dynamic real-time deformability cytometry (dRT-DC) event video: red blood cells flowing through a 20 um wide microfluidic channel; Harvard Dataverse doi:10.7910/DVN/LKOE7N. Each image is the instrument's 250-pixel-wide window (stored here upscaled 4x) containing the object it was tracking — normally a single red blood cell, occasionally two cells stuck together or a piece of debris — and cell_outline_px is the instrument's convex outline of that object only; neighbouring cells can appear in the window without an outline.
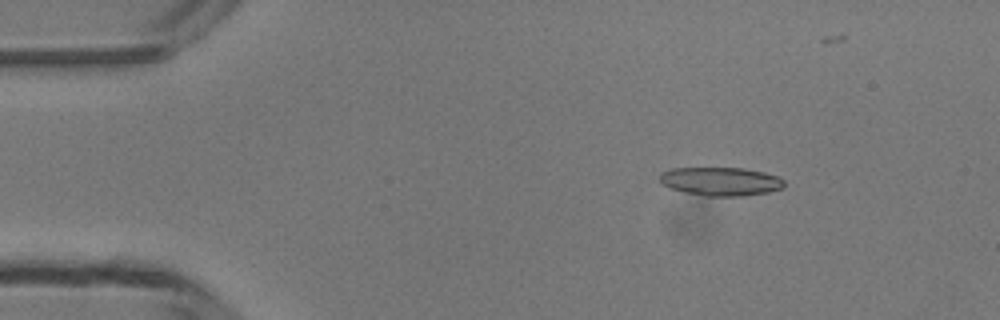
{"species": "common noctule bat (a hibernating species)", "species_latin": "Nyctalus noctula", "temperature_condition": "room temperature", "stored_images_in_passage": 39, "camera_frame_rate_fps": 3000, "um_per_image_px": 0.085, "animal": {"sex": "male", "body_mass_g": 13.3}, "frame": {"image": 1, "passage_image": 6, "time_ms": 1.667, "image_size_px": [1000, 320], "cell_outline_px": [[784, 188], [768, 192], [744, 196], [704, 196], [684, 192], [668, 188], [660, 184], [660, 172], [672, 168], [744, 168], [764, 172], [776, 176], [784, 180]], "centroid_in_image_um": [61.23, 15.42], "position_along_channel_um": 23.8, "area_um2": 20.92}}
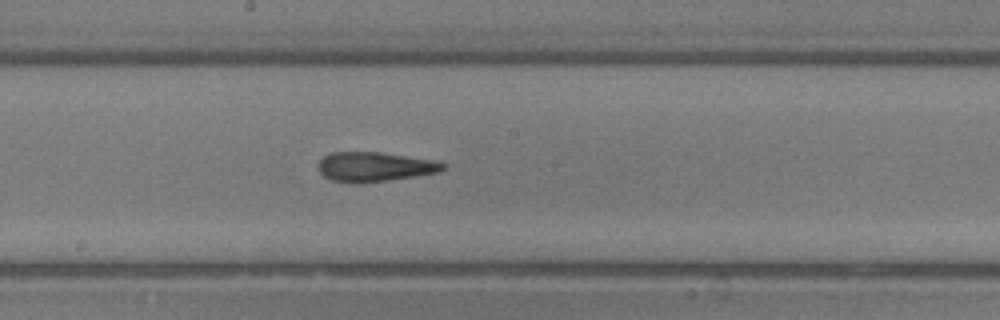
{"frame": {"image": 2, "passage_image": 25, "time_ms": 8.0, "image_size_px": [1000, 320], "cell_outline_px": [[444, 168], [440, 172], [416, 176], [364, 184], [352, 184], [332, 180], [324, 176], [316, 168], [316, 164], [324, 156], [332, 152], [380, 152], [432, 160], [444, 164]], "centroid_in_image_um": [31.77, 14.2], "position_along_channel_um": 216.4, "area_um2": 21.68}}
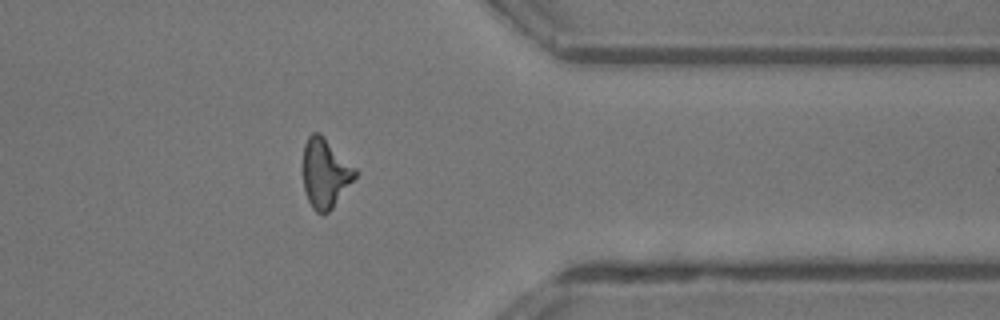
{"frame": {"image": 3, "passage_image": 38, "time_ms": 12.333, "image_size_px": [1000, 320], "cell_outline_px": [[356, 176], [332, 208], [328, 212], [316, 212], [312, 208], [308, 200], [304, 188], [304, 144], [308, 136], [312, 132], [320, 132], [356, 168]], "centroid_in_image_um": [27.64, 14.69], "position_along_channel_um": 383.8, "area_um2": 20.75}}